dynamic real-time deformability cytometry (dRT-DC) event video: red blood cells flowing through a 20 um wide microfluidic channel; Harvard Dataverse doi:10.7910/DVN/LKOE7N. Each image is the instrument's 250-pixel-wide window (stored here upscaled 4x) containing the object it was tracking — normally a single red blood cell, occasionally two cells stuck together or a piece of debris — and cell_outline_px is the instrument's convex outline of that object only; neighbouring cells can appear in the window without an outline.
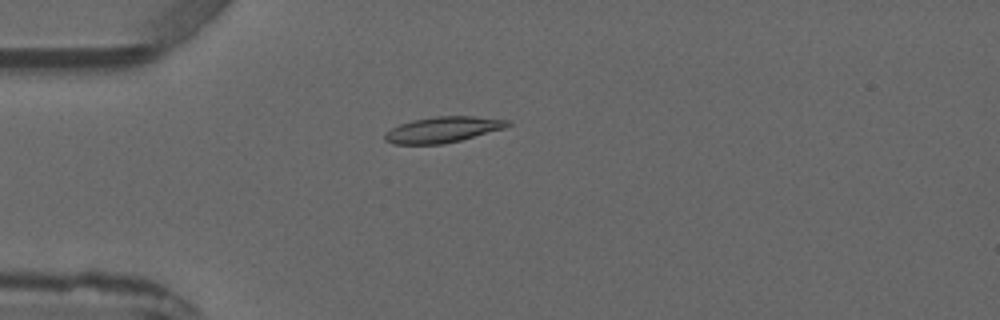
{"species": "common noctule bat (a hibernating species)", "species_latin": "Nyctalus noctula", "temperature_condition": "warm", "stored_images_in_passage": 4, "camera_frame_rate_fps": 3000, "um_per_image_px": 0.085, "animal": {"sex": "male", "forearm_length_mm": 52.5}, "frame": {"image": 1, "passage_image": 4, "time_ms": 3.333, "image_size_px": [1000, 320], "cell_outline_px": [[512, 124], [504, 128], [460, 140], [444, 144], [392, 144], [384, 140], [384, 136], [392, 128], [400, 124], [412, 120], [436, 116], [472, 116], [512, 120]], "centroid_in_image_um": [37.66, 11.01], "position_along_channel_um": 47.3, "area_um2": 18.38}}